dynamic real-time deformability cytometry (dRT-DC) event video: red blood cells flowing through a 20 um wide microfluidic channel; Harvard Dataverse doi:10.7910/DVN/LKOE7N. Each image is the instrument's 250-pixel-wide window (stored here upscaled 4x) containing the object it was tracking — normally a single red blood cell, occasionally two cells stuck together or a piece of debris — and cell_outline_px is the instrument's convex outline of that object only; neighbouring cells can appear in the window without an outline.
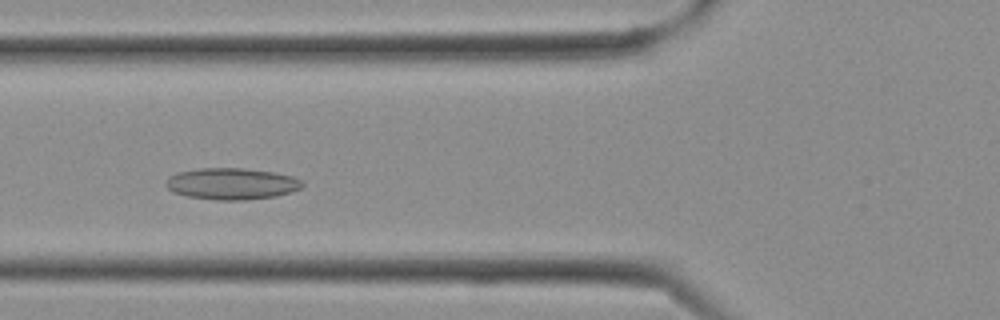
{"species": "Egyptian fruit bat (a non-hibernating species)", "species_latin": "Rousettus aegyptiacus", "temperature_condition": "cold", "stored_images_in_passage": 17, "camera_frame_rate_fps": 3000, "um_per_image_px": 0.085, "frame": {"image": 1, "passage_image": 10, "time_ms": 3.0, "image_size_px": [1000, 320], "cell_outline_px": [[304, 184], [300, 188], [276, 196], [244, 200], [216, 200], [188, 196], [172, 192], [164, 184], [168, 176], [176, 172], [200, 168], [244, 168], [272, 172], [292, 176], [304, 180]], "centroid_in_image_um": [19.66, 15.61], "position_along_channel_um": 106.1, "area_um2": 25.14}}
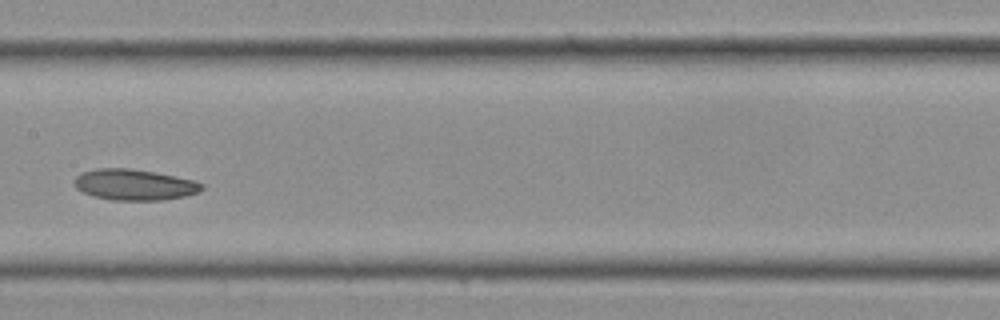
{"frame": {"image": 2, "passage_image": 14, "time_ms": 4.333, "image_size_px": [1000, 320], "cell_outline_px": [[204, 188], [200, 192], [184, 196], [164, 200], [112, 200], [92, 196], [76, 188], [72, 184], [76, 176], [80, 172], [96, 168], [132, 168], [156, 172], [196, 180], [204, 184]], "centroid_in_image_um": [11.43, 15.69], "position_along_channel_um": 196.0, "area_um2": 23.41}}
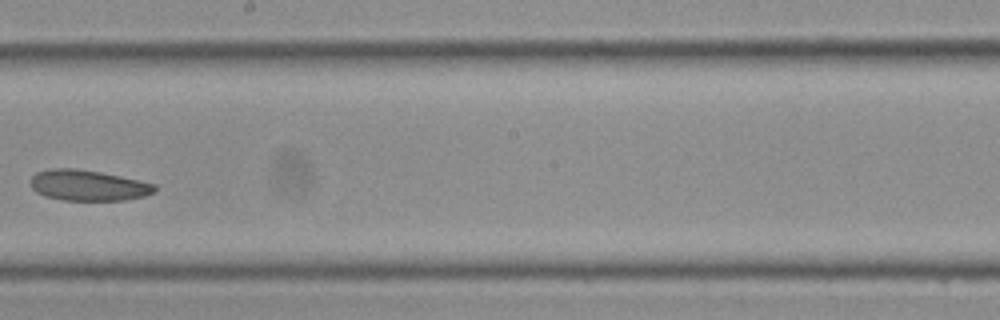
{"frame": {"image": 3, "passage_image": 16, "time_ms": 5.0, "image_size_px": [1000, 320], "cell_outline_px": [[156, 192], [144, 196], [124, 200], [64, 200], [44, 196], [36, 192], [32, 188], [32, 176], [36, 172], [52, 168], [76, 168], [100, 172], [120, 176], [156, 184]], "centroid_in_image_um": [7.5, 15.75], "position_along_channel_um": 240.7, "area_um2": 22.2}}